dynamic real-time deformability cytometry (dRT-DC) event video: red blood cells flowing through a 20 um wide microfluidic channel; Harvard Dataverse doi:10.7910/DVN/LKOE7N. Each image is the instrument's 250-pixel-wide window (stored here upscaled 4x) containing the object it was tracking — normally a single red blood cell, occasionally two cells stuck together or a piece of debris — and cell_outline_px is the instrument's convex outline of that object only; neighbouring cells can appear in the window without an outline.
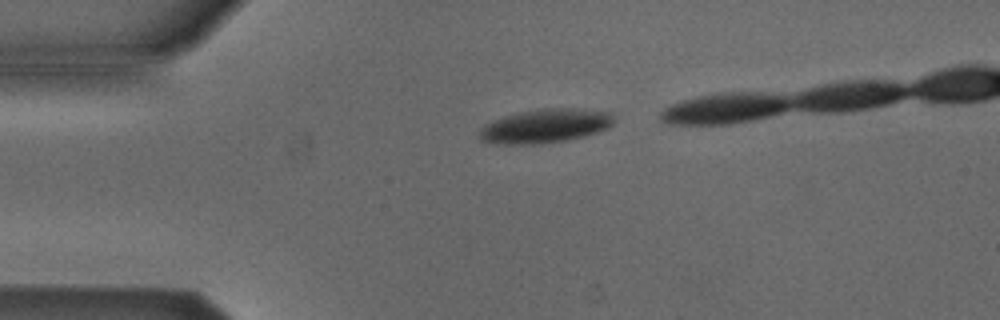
{"species": "Egyptian fruit bat (a non-hibernating species)", "species_latin": "Rousettus aegyptiacus", "temperature_condition": "cold", "stored_images_in_passage": 3, "camera_frame_rate_fps": 3000, "um_per_image_px": 0.085, "animal": {"sex": "male"}, "frame": {"image": 1, "passage_image": 1, "time_ms": 0.0, "image_size_px": [1000, 320], "cell_outline_px": [[612, 124], [608, 128], [584, 136], [564, 140], [540, 144], [496, 144], [484, 140], [480, 136], [480, 132], [492, 120], [504, 116], [520, 112], [540, 108], [580, 108], [612, 112]], "centroid_in_image_um": [46.39, 10.69], "position_along_channel_um": 38.6, "area_um2": 26.3}}